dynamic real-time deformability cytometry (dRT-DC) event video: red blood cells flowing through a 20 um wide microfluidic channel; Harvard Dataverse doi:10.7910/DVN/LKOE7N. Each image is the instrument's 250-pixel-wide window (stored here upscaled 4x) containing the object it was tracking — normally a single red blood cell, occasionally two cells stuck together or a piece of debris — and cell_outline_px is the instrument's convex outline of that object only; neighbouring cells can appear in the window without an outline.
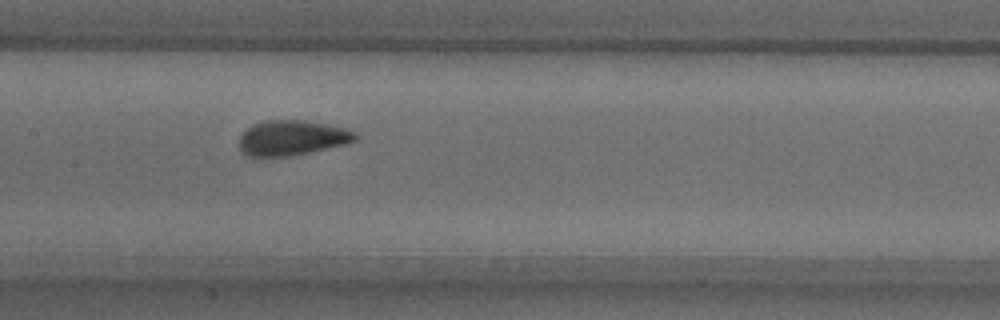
{"species": "common noctule bat (a hibernating species)", "species_latin": "Nyctalus noctula", "temperature_condition": "warm", "stored_images_in_passage": 52, "camera_frame_rate_fps": 3000, "um_per_image_px": 0.085, "animal": {"sex": "male", "body_mass_g": 18.8}, "frame": {"image": 1, "passage_image": 25, "time_ms": 8.0, "image_size_px": [1000, 320], "cell_outline_px": [[356, 140], [348, 144], [292, 156], [248, 156], [240, 152], [236, 140], [252, 124], [264, 120], [304, 120], [344, 128], [356, 132]], "centroid_in_image_um": [24.77, 11.73], "position_along_channel_um": 182.6, "area_um2": 23.99}}
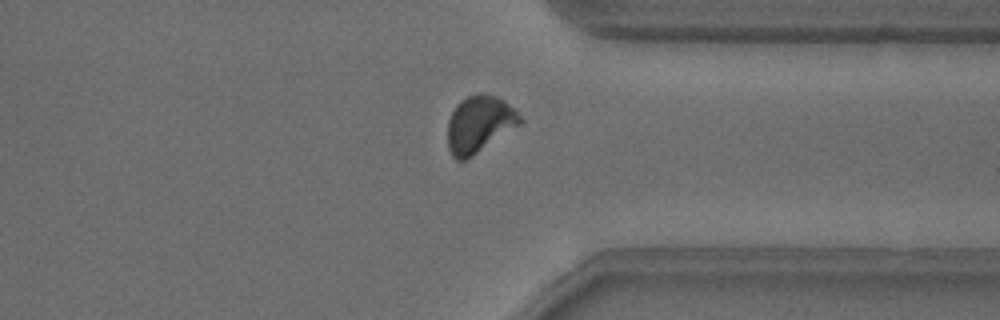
{"frame": {"image": 2, "passage_image": 40, "time_ms": 13.0, "image_size_px": [1000, 320], "cell_outline_px": [[524, 120], [520, 124], [472, 156], [464, 160], [456, 160], [452, 156], [448, 148], [448, 120], [456, 104], [460, 100], [468, 96], [496, 96], [504, 100]], "centroid_in_image_um": [40.71, 10.58], "position_along_channel_um": 370.7, "area_um2": 23.35}}
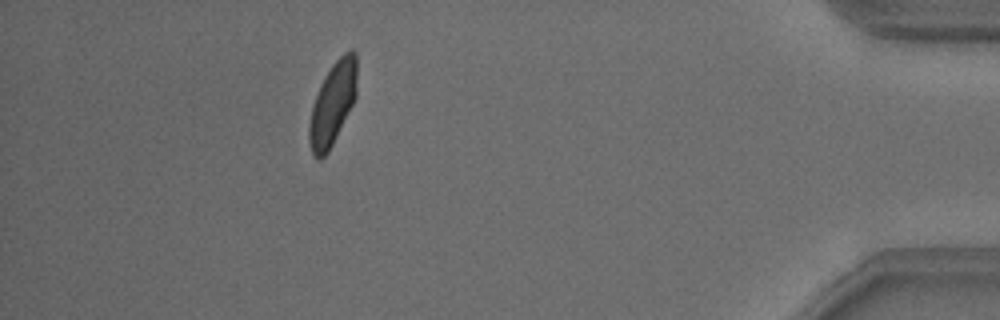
{"frame": {"image": 3, "passage_image": 47, "time_ms": 15.333, "image_size_px": [1000, 320], "cell_outline_px": [[356, 96], [328, 152], [320, 160], [316, 160], [312, 156], [308, 140], [308, 128], [312, 108], [320, 84], [324, 76], [332, 64], [344, 52], [352, 48], [356, 52]], "centroid_in_image_um": [28.25, 8.82], "position_along_channel_um": 406.9, "area_um2": 22.89}, "authors_computed_cell_mechanics": {"area_um2": 23.2067, "velocity_mm_per_s": 3.823, "shape_relaxation_time_tau1_ms": 5.3123, "shape_relaxation_time_tau2_ms": 0.9622, "deformation_change_tau1": 0.1359, "deformation_change_tau2": 0.039}}